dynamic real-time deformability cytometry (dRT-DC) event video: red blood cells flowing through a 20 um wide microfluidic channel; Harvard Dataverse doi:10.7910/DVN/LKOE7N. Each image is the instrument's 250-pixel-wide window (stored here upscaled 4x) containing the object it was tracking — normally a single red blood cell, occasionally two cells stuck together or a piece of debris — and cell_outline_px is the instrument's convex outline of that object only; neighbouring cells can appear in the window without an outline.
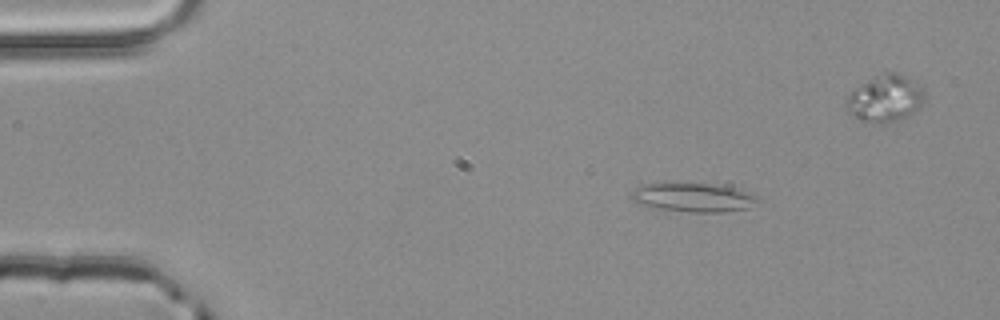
{"species": "common noctule bat (a hibernating species)", "species_latin": "Nyctalus noctula", "temperature_condition": "room temperature", "stored_images_in_passage": 6, "camera_frame_rate_fps": 3000, "um_per_image_px": 0.085, "animal": {"sex": "male", "body_mass_g": 20.4}, "frame": {"image": 1, "passage_image": 2, "time_ms": 0.333, "image_size_px": [1000, 320], "cell_outline_px": [[760, 200], [748, 208], [724, 212], [688, 212], [660, 208], [640, 204], [632, 200], [632, 192], [640, 184], [664, 180], [724, 184], [760, 196]], "centroid_in_image_um": [58.93, 16.71], "position_along_channel_um": 26.1, "area_um2": 22.43}}
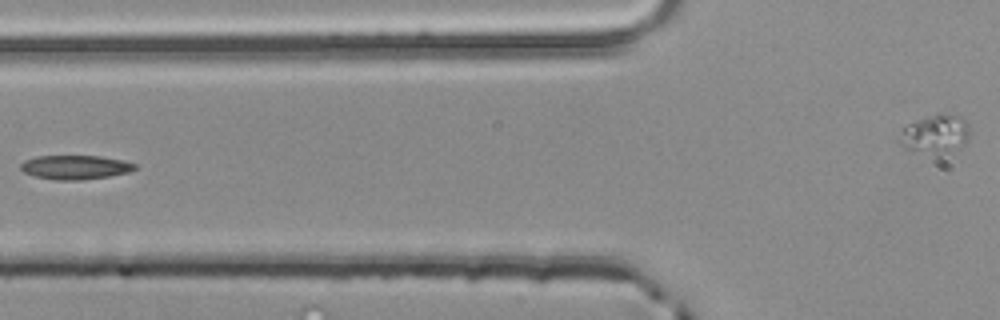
{"frame": {"image": 2, "passage_image": 5, "time_ms": 1.333, "image_size_px": [1000, 320], "cell_outline_px": [[140, 168], [128, 172], [108, 176], [80, 180], [56, 180], [36, 176], [24, 172], [20, 168], [20, 164], [24, 160], [36, 156], [100, 156], [124, 160], [136, 164]], "centroid_in_image_um": [6.42, 14.21], "position_along_channel_um": 119.4, "area_um2": 16.07}}